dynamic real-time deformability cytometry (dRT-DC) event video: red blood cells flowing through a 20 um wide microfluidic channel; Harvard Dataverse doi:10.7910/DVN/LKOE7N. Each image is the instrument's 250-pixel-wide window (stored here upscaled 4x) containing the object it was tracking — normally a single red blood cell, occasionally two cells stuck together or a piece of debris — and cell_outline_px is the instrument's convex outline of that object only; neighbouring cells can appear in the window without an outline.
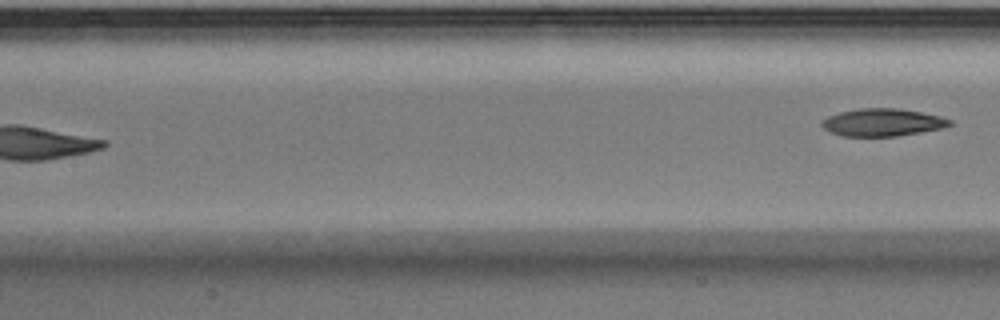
{"species": "Egyptian fruit bat (a non-hibernating species)", "species_latin": "Rousettus aegyptiacus", "temperature_condition": "warm", "stored_images_in_passage": 7, "segment_of_instrument_passage": [2, 2], "camera_frame_rate_fps": 3000, "um_per_image_px": 0.085, "animal": {"sex": "male"}, "frame": {"image": 1, "passage_image": 7, "time_ms": 2.0, "image_size_px": [1000, 320], "cell_outline_px": [[952, 124], [940, 128], [920, 132], [896, 136], [840, 136], [824, 128], [820, 124], [828, 116], [840, 112], [856, 108], [900, 108], [924, 112], [940, 116], [952, 120]], "centroid_in_image_um": [75.02, 10.39], "position_along_channel_um": 132.4, "area_um2": 20.52}}